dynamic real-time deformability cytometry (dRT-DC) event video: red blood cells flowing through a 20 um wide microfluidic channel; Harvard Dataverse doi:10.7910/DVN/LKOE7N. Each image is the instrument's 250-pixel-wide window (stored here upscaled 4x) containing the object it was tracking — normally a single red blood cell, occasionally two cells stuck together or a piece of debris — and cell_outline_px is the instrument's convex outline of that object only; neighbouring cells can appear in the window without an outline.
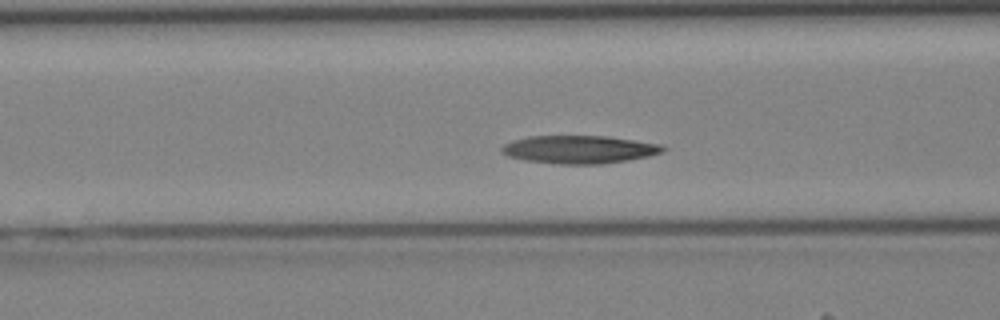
{"species": "Egyptian fruit bat (a non-hibernating species)", "species_latin": "Rousettus aegyptiacus", "temperature_condition": "cold", "stored_images_in_passage": 30, "camera_frame_rate_fps": 3000, "um_per_image_px": 0.085, "animal": {"sex": "female"}, "frame": {"image": 1, "passage_image": 5, "time_ms": 1.333, "image_size_px": [1000, 320], "cell_outline_px": [[668, 148], [664, 152], [648, 156], [628, 160], [604, 164], [560, 164], [524, 160], [508, 156], [500, 152], [500, 148], [504, 144], [512, 140], [528, 136], [608, 136], [660, 144]], "centroid_in_image_um": [49.23, 12.7], "position_along_channel_um": 117.4, "area_um2": 26.47}}
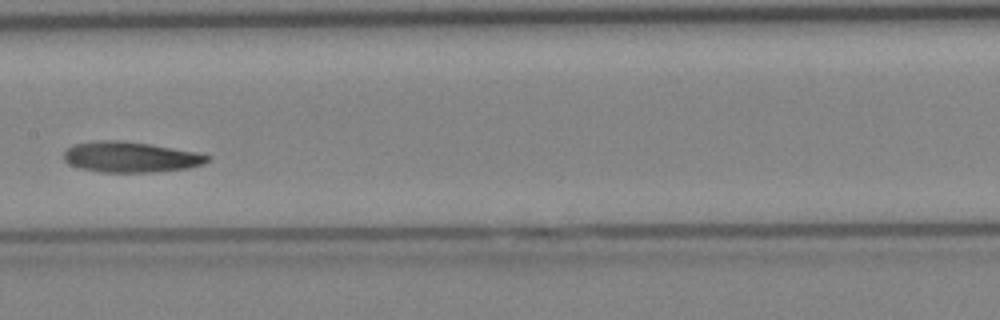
{"frame": {"image": 2, "passage_image": 10, "time_ms": 3.0, "image_size_px": [1000, 320], "cell_outline_px": [[212, 160], [204, 164], [188, 168], [152, 172], [100, 172], [80, 168], [68, 164], [64, 160], [64, 152], [72, 144], [100, 140], [120, 140], [148, 144], [196, 152], [212, 156]], "centroid_in_image_um": [11.1, 13.35], "position_along_channel_um": 196.3, "area_um2": 25.66}}
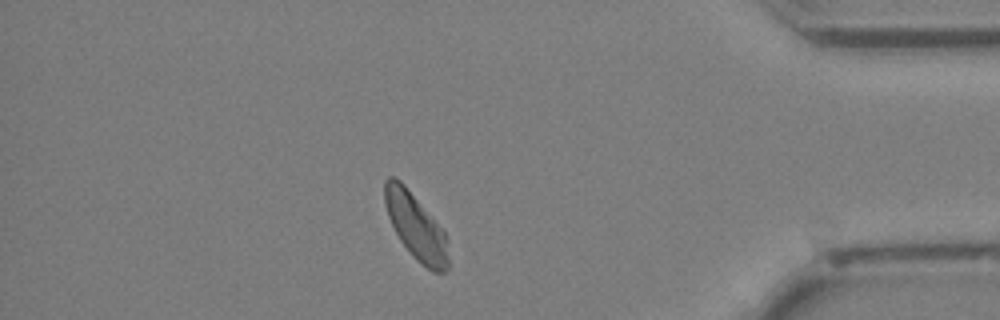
{"frame": {"image": 3, "passage_image": 25, "time_ms": 8.0, "image_size_px": [1000, 320], "cell_outline_px": [[448, 268], [444, 272], [432, 272], [416, 260], [412, 256], [400, 240], [388, 216], [384, 204], [384, 180], [388, 176], [392, 176], [400, 180], [404, 184], [444, 232], [448, 240]], "centroid_in_image_um": [35.33, 19.26], "position_along_channel_um": 399.9, "area_um2": 24.22}}